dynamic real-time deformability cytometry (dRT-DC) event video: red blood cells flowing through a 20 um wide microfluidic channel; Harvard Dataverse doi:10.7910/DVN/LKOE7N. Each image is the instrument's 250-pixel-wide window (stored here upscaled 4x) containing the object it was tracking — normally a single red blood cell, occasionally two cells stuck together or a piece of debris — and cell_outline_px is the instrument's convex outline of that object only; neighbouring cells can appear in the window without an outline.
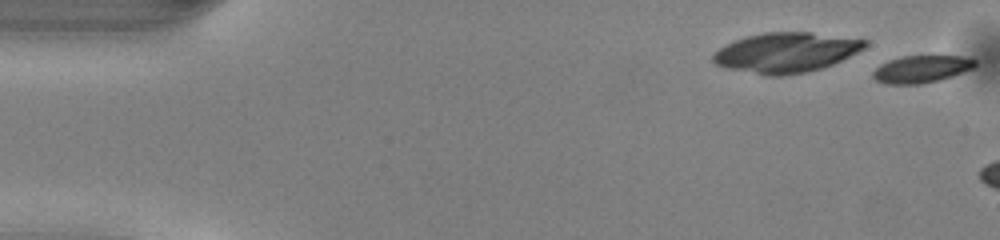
{"species": "common noctule bat (a hibernating species)", "species_latin": "Nyctalus noctula", "temperature_condition": "warm", "stored_images_in_passage": 5, "segment_of_instrument_passage": [2, 2], "camera_frame_rate_fps": 3000, "um_per_image_px": 0.085, "animal": {"sex": "male", "body_mass_g": 13.0, "forearm_length_mm": 53.1}, "frame": {"image": 1, "passage_image": 5, "time_ms": 1.333, "image_size_px": [1000, 240], "cell_outline_px": [[976, 68], [940, 80], [920, 84], [884, 84], [876, 80], [872, 76], [872, 72], [880, 64], [888, 60], [900, 56], [964, 56], [976, 60]], "centroid_in_image_um": [78.32, 5.87], "position_along_channel_um": 6.7, "area_um2": 16.47}}